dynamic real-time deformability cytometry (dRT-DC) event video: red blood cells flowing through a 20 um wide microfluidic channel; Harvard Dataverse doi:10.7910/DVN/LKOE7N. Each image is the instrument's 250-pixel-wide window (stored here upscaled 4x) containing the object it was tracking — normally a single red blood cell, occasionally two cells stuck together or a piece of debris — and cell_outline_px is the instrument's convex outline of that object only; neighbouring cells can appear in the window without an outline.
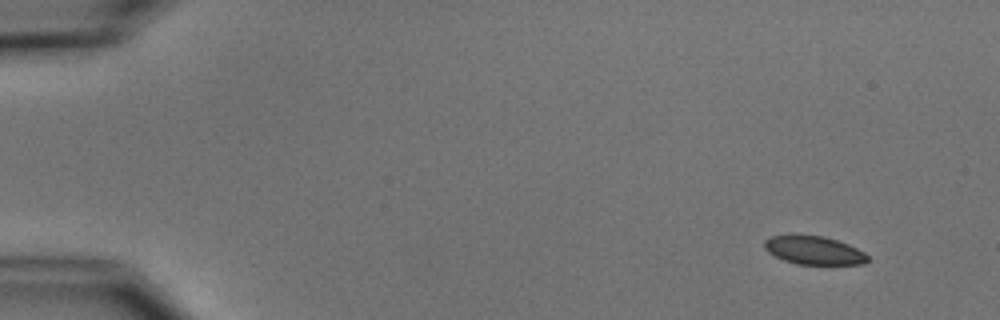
{"species": "common noctule bat (a hibernating species)", "species_latin": "Nyctalus noctula", "temperature_condition": "cold", "stored_images_in_passage": 5, "segment_of_instrument_passage": [1, 2], "camera_frame_rate_fps": 3000, "um_per_image_px": 0.085, "animal": {"sex": "male", "body_mass_g": 15.6}, "frame": {"image": 1, "passage_image": 1, "time_ms": 0.0, "image_size_px": [1000, 320], "cell_outline_px": [[868, 260], [864, 264], [796, 264], [784, 260], [768, 252], [764, 248], [764, 240], [772, 236], [824, 236], [848, 244], [864, 252], [868, 256]], "centroid_in_image_um": [69.19, 21.29], "position_along_channel_um": 15.8, "area_um2": 16.76}}
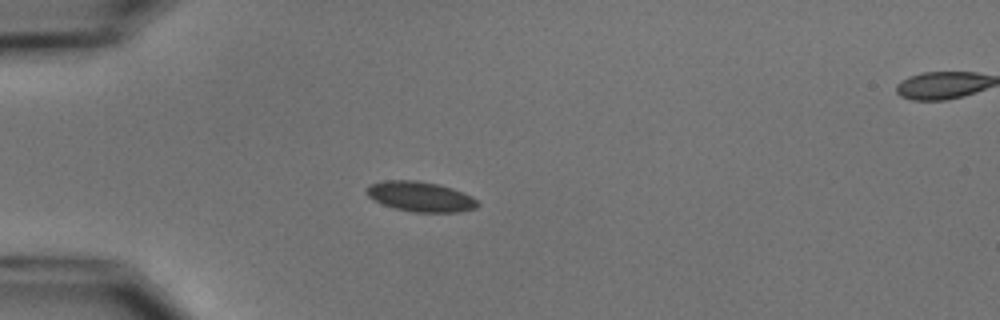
{"frame": {"image": 2, "passage_image": 4, "time_ms": 3.667, "image_size_px": [1000, 320], "cell_outline_px": [[480, 204], [476, 208], [460, 212], [412, 212], [396, 208], [384, 204], [368, 196], [364, 192], [372, 184], [388, 180], [416, 180], [436, 184], [452, 188], [472, 196]], "centroid_in_image_um": [35.78, 16.72], "position_along_channel_um": 49.2, "area_um2": 19.19}}